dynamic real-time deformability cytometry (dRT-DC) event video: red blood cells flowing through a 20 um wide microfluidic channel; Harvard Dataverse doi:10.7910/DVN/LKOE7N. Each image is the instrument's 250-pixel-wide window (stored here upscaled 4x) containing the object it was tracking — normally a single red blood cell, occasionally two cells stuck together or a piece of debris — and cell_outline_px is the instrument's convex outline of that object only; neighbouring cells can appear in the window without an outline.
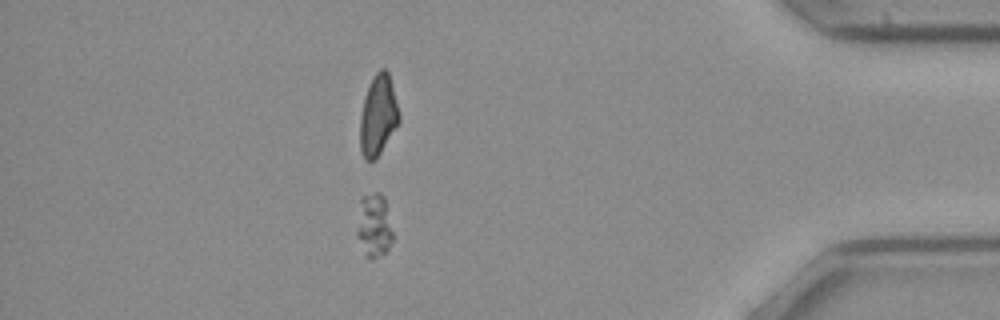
{"species": "common noctule bat (a hibernating species)", "species_latin": "Nyctalus noctula", "temperature_condition": "cold", "stored_images_in_passage": 51, "camera_frame_rate_fps": 3000, "um_per_image_px": 0.085, "animal": {"sex": "female", "body_mass_g": 21.9}, "frame": {"image": 1, "passage_image": 45, "time_ms": 14.667, "image_size_px": [1000, 320], "cell_outline_px": [[392, 240], [388, 248], [384, 252], [372, 260], [368, 260], [364, 256], [356, 236], [356, 228], [360, 200], [364, 196], [376, 192], [380, 192], [384, 196], [392, 232]], "centroid_in_image_um": [31.75, 19.2], "position_along_channel_um": 403.5, "area_um2": 13.41}}